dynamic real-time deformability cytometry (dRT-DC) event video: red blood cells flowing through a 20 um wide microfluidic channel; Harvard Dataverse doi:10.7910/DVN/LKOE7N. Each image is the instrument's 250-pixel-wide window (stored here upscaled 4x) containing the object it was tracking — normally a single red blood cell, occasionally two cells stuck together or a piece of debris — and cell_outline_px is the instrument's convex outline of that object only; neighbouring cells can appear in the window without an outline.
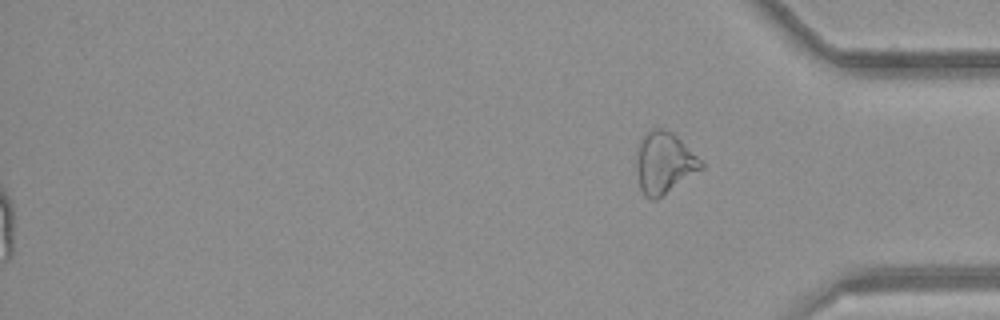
{"species": "common noctule bat (a hibernating species)", "species_latin": "Nyctalus noctula", "temperature_condition": "room temperature", "stored_images_in_passage": 37, "segment_of_instrument_passage": [2, 2], "camera_frame_rate_fps": 3000, "um_per_image_px": 0.085, "animal": {"sex": "female", "body_mass_g": 21.9}, "frame": {"image": 1, "passage_image": 37, "time_ms": 12.0, "image_size_px": [1000, 320], "cell_outline_px": [[704, 168], [656, 200], [652, 200], [644, 196], [640, 188], [636, 172], [636, 144], [652, 128], [664, 128], [672, 132], [704, 164]], "centroid_in_image_um": [56.41, 13.85], "position_along_channel_um": 378.8, "area_um2": 23.24}}